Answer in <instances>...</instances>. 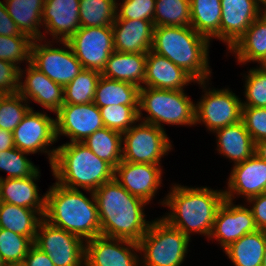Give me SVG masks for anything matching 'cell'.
Instances as JSON below:
<instances>
[{
    "label": "cell",
    "mask_w": 266,
    "mask_h": 266,
    "mask_svg": "<svg viewBox=\"0 0 266 266\" xmlns=\"http://www.w3.org/2000/svg\"><path fill=\"white\" fill-rule=\"evenodd\" d=\"M190 238L164 219L153 220L138 242L143 252V266H180L188 250Z\"/></svg>",
    "instance_id": "obj_7"
},
{
    "label": "cell",
    "mask_w": 266,
    "mask_h": 266,
    "mask_svg": "<svg viewBox=\"0 0 266 266\" xmlns=\"http://www.w3.org/2000/svg\"><path fill=\"white\" fill-rule=\"evenodd\" d=\"M20 69L12 62L0 59V95L18 93Z\"/></svg>",
    "instance_id": "obj_45"
},
{
    "label": "cell",
    "mask_w": 266,
    "mask_h": 266,
    "mask_svg": "<svg viewBox=\"0 0 266 266\" xmlns=\"http://www.w3.org/2000/svg\"><path fill=\"white\" fill-rule=\"evenodd\" d=\"M155 27L190 26V0H155Z\"/></svg>",
    "instance_id": "obj_36"
},
{
    "label": "cell",
    "mask_w": 266,
    "mask_h": 266,
    "mask_svg": "<svg viewBox=\"0 0 266 266\" xmlns=\"http://www.w3.org/2000/svg\"><path fill=\"white\" fill-rule=\"evenodd\" d=\"M146 60L147 54L114 51L109 56L101 75L141 88V84H144Z\"/></svg>",
    "instance_id": "obj_25"
},
{
    "label": "cell",
    "mask_w": 266,
    "mask_h": 266,
    "mask_svg": "<svg viewBox=\"0 0 266 266\" xmlns=\"http://www.w3.org/2000/svg\"><path fill=\"white\" fill-rule=\"evenodd\" d=\"M209 42L191 26H158L154 28L151 50L183 68L204 89L211 75Z\"/></svg>",
    "instance_id": "obj_4"
},
{
    "label": "cell",
    "mask_w": 266,
    "mask_h": 266,
    "mask_svg": "<svg viewBox=\"0 0 266 266\" xmlns=\"http://www.w3.org/2000/svg\"><path fill=\"white\" fill-rule=\"evenodd\" d=\"M259 18L266 25V9L265 10H260Z\"/></svg>",
    "instance_id": "obj_52"
},
{
    "label": "cell",
    "mask_w": 266,
    "mask_h": 266,
    "mask_svg": "<svg viewBox=\"0 0 266 266\" xmlns=\"http://www.w3.org/2000/svg\"><path fill=\"white\" fill-rule=\"evenodd\" d=\"M259 64H261L260 65L261 69L266 70V56L264 57V59Z\"/></svg>",
    "instance_id": "obj_53"
},
{
    "label": "cell",
    "mask_w": 266,
    "mask_h": 266,
    "mask_svg": "<svg viewBox=\"0 0 266 266\" xmlns=\"http://www.w3.org/2000/svg\"><path fill=\"white\" fill-rule=\"evenodd\" d=\"M239 63L258 62L266 56V25L258 17L244 35L232 46Z\"/></svg>",
    "instance_id": "obj_32"
},
{
    "label": "cell",
    "mask_w": 266,
    "mask_h": 266,
    "mask_svg": "<svg viewBox=\"0 0 266 266\" xmlns=\"http://www.w3.org/2000/svg\"><path fill=\"white\" fill-rule=\"evenodd\" d=\"M148 116L144 119L141 111ZM164 129L162 123L195 125V104L184 90H165L142 86L139 89V120Z\"/></svg>",
    "instance_id": "obj_6"
},
{
    "label": "cell",
    "mask_w": 266,
    "mask_h": 266,
    "mask_svg": "<svg viewBox=\"0 0 266 266\" xmlns=\"http://www.w3.org/2000/svg\"><path fill=\"white\" fill-rule=\"evenodd\" d=\"M101 235L139 242L150 223L143 212L147 202L131 195L114 178L94 192Z\"/></svg>",
    "instance_id": "obj_1"
},
{
    "label": "cell",
    "mask_w": 266,
    "mask_h": 266,
    "mask_svg": "<svg viewBox=\"0 0 266 266\" xmlns=\"http://www.w3.org/2000/svg\"><path fill=\"white\" fill-rule=\"evenodd\" d=\"M266 246V231L243 235L224 251L235 266H262Z\"/></svg>",
    "instance_id": "obj_28"
},
{
    "label": "cell",
    "mask_w": 266,
    "mask_h": 266,
    "mask_svg": "<svg viewBox=\"0 0 266 266\" xmlns=\"http://www.w3.org/2000/svg\"><path fill=\"white\" fill-rule=\"evenodd\" d=\"M84 69L101 72L114 50L112 26L80 27L68 40Z\"/></svg>",
    "instance_id": "obj_11"
},
{
    "label": "cell",
    "mask_w": 266,
    "mask_h": 266,
    "mask_svg": "<svg viewBox=\"0 0 266 266\" xmlns=\"http://www.w3.org/2000/svg\"><path fill=\"white\" fill-rule=\"evenodd\" d=\"M134 250L140 251L137 242L99 235L85 242V266H138Z\"/></svg>",
    "instance_id": "obj_15"
},
{
    "label": "cell",
    "mask_w": 266,
    "mask_h": 266,
    "mask_svg": "<svg viewBox=\"0 0 266 266\" xmlns=\"http://www.w3.org/2000/svg\"><path fill=\"white\" fill-rule=\"evenodd\" d=\"M37 41L42 42L33 40L30 63L55 83L64 87L84 70L67 41H61V44L69 50L52 47L49 43L38 44Z\"/></svg>",
    "instance_id": "obj_10"
},
{
    "label": "cell",
    "mask_w": 266,
    "mask_h": 266,
    "mask_svg": "<svg viewBox=\"0 0 266 266\" xmlns=\"http://www.w3.org/2000/svg\"><path fill=\"white\" fill-rule=\"evenodd\" d=\"M34 239L0 228V255L6 265H22Z\"/></svg>",
    "instance_id": "obj_37"
},
{
    "label": "cell",
    "mask_w": 266,
    "mask_h": 266,
    "mask_svg": "<svg viewBox=\"0 0 266 266\" xmlns=\"http://www.w3.org/2000/svg\"><path fill=\"white\" fill-rule=\"evenodd\" d=\"M101 72L84 69L64 86V104H87L94 101Z\"/></svg>",
    "instance_id": "obj_35"
},
{
    "label": "cell",
    "mask_w": 266,
    "mask_h": 266,
    "mask_svg": "<svg viewBox=\"0 0 266 266\" xmlns=\"http://www.w3.org/2000/svg\"><path fill=\"white\" fill-rule=\"evenodd\" d=\"M4 4L8 15L21 33L28 35L32 40L45 39L39 30L45 0H6Z\"/></svg>",
    "instance_id": "obj_27"
},
{
    "label": "cell",
    "mask_w": 266,
    "mask_h": 266,
    "mask_svg": "<svg viewBox=\"0 0 266 266\" xmlns=\"http://www.w3.org/2000/svg\"><path fill=\"white\" fill-rule=\"evenodd\" d=\"M227 190H224L225 199L232 202L235 194L243 195L248 200L266 192V161L254 154L234 164Z\"/></svg>",
    "instance_id": "obj_18"
},
{
    "label": "cell",
    "mask_w": 266,
    "mask_h": 266,
    "mask_svg": "<svg viewBox=\"0 0 266 266\" xmlns=\"http://www.w3.org/2000/svg\"><path fill=\"white\" fill-rule=\"evenodd\" d=\"M171 190L162 201V205L168 206L171 212L162 219L189 238L191 232L209 238L217 210L225 200L224 191L208 187L190 188L178 184L171 187Z\"/></svg>",
    "instance_id": "obj_2"
},
{
    "label": "cell",
    "mask_w": 266,
    "mask_h": 266,
    "mask_svg": "<svg viewBox=\"0 0 266 266\" xmlns=\"http://www.w3.org/2000/svg\"><path fill=\"white\" fill-rule=\"evenodd\" d=\"M39 175L37 170L27 178L0 177V202L34 209L44 217L46 198L45 195L39 197L37 184L34 183Z\"/></svg>",
    "instance_id": "obj_24"
},
{
    "label": "cell",
    "mask_w": 266,
    "mask_h": 266,
    "mask_svg": "<svg viewBox=\"0 0 266 266\" xmlns=\"http://www.w3.org/2000/svg\"><path fill=\"white\" fill-rule=\"evenodd\" d=\"M120 5H116L115 20H148L153 21L155 13V0H123Z\"/></svg>",
    "instance_id": "obj_43"
},
{
    "label": "cell",
    "mask_w": 266,
    "mask_h": 266,
    "mask_svg": "<svg viewBox=\"0 0 266 266\" xmlns=\"http://www.w3.org/2000/svg\"><path fill=\"white\" fill-rule=\"evenodd\" d=\"M220 0H190L191 27L200 35L220 39Z\"/></svg>",
    "instance_id": "obj_31"
},
{
    "label": "cell",
    "mask_w": 266,
    "mask_h": 266,
    "mask_svg": "<svg viewBox=\"0 0 266 266\" xmlns=\"http://www.w3.org/2000/svg\"><path fill=\"white\" fill-rule=\"evenodd\" d=\"M220 3V40L227 43L230 50L259 17L260 9L255 0H220Z\"/></svg>",
    "instance_id": "obj_19"
},
{
    "label": "cell",
    "mask_w": 266,
    "mask_h": 266,
    "mask_svg": "<svg viewBox=\"0 0 266 266\" xmlns=\"http://www.w3.org/2000/svg\"><path fill=\"white\" fill-rule=\"evenodd\" d=\"M252 203L250 208L254 217V221L258 230L266 231V192L251 197L247 200Z\"/></svg>",
    "instance_id": "obj_46"
},
{
    "label": "cell",
    "mask_w": 266,
    "mask_h": 266,
    "mask_svg": "<svg viewBox=\"0 0 266 266\" xmlns=\"http://www.w3.org/2000/svg\"><path fill=\"white\" fill-rule=\"evenodd\" d=\"M42 25L58 42L67 41L81 27L79 0H45Z\"/></svg>",
    "instance_id": "obj_21"
},
{
    "label": "cell",
    "mask_w": 266,
    "mask_h": 266,
    "mask_svg": "<svg viewBox=\"0 0 266 266\" xmlns=\"http://www.w3.org/2000/svg\"><path fill=\"white\" fill-rule=\"evenodd\" d=\"M139 89L131 83L101 75L93 103L98 108L110 105H139Z\"/></svg>",
    "instance_id": "obj_30"
},
{
    "label": "cell",
    "mask_w": 266,
    "mask_h": 266,
    "mask_svg": "<svg viewBox=\"0 0 266 266\" xmlns=\"http://www.w3.org/2000/svg\"><path fill=\"white\" fill-rule=\"evenodd\" d=\"M27 102L19 93L0 95V128L13 132L32 109Z\"/></svg>",
    "instance_id": "obj_39"
},
{
    "label": "cell",
    "mask_w": 266,
    "mask_h": 266,
    "mask_svg": "<svg viewBox=\"0 0 266 266\" xmlns=\"http://www.w3.org/2000/svg\"><path fill=\"white\" fill-rule=\"evenodd\" d=\"M160 167L161 165L122 160L114 168V179L131 195L137 196L149 204L162 183Z\"/></svg>",
    "instance_id": "obj_17"
},
{
    "label": "cell",
    "mask_w": 266,
    "mask_h": 266,
    "mask_svg": "<svg viewBox=\"0 0 266 266\" xmlns=\"http://www.w3.org/2000/svg\"><path fill=\"white\" fill-rule=\"evenodd\" d=\"M122 137V160L128 162L160 165L161 157L172 149L164 129L142 121Z\"/></svg>",
    "instance_id": "obj_8"
},
{
    "label": "cell",
    "mask_w": 266,
    "mask_h": 266,
    "mask_svg": "<svg viewBox=\"0 0 266 266\" xmlns=\"http://www.w3.org/2000/svg\"><path fill=\"white\" fill-rule=\"evenodd\" d=\"M34 245L47 253L55 266H85V242L44 218L39 223Z\"/></svg>",
    "instance_id": "obj_9"
},
{
    "label": "cell",
    "mask_w": 266,
    "mask_h": 266,
    "mask_svg": "<svg viewBox=\"0 0 266 266\" xmlns=\"http://www.w3.org/2000/svg\"><path fill=\"white\" fill-rule=\"evenodd\" d=\"M255 154L262 160L266 161V140L255 143Z\"/></svg>",
    "instance_id": "obj_50"
},
{
    "label": "cell",
    "mask_w": 266,
    "mask_h": 266,
    "mask_svg": "<svg viewBox=\"0 0 266 266\" xmlns=\"http://www.w3.org/2000/svg\"><path fill=\"white\" fill-rule=\"evenodd\" d=\"M217 135V150L235 164L255 154V142L246 130L243 121L214 131Z\"/></svg>",
    "instance_id": "obj_26"
},
{
    "label": "cell",
    "mask_w": 266,
    "mask_h": 266,
    "mask_svg": "<svg viewBox=\"0 0 266 266\" xmlns=\"http://www.w3.org/2000/svg\"><path fill=\"white\" fill-rule=\"evenodd\" d=\"M43 218L34 209L0 202V228L26 237H35L39 223Z\"/></svg>",
    "instance_id": "obj_29"
},
{
    "label": "cell",
    "mask_w": 266,
    "mask_h": 266,
    "mask_svg": "<svg viewBox=\"0 0 266 266\" xmlns=\"http://www.w3.org/2000/svg\"><path fill=\"white\" fill-rule=\"evenodd\" d=\"M12 133L16 148L30 154L38 151L48 153L52 166L57 148L50 151L46 148L57 141L55 119L47 116L46 113L34 112L30 109Z\"/></svg>",
    "instance_id": "obj_13"
},
{
    "label": "cell",
    "mask_w": 266,
    "mask_h": 266,
    "mask_svg": "<svg viewBox=\"0 0 266 266\" xmlns=\"http://www.w3.org/2000/svg\"><path fill=\"white\" fill-rule=\"evenodd\" d=\"M245 79L246 102H242V107L266 108V70L250 69Z\"/></svg>",
    "instance_id": "obj_42"
},
{
    "label": "cell",
    "mask_w": 266,
    "mask_h": 266,
    "mask_svg": "<svg viewBox=\"0 0 266 266\" xmlns=\"http://www.w3.org/2000/svg\"><path fill=\"white\" fill-rule=\"evenodd\" d=\"M241 120L255 143L266 140V108L242 107Z\"/></svg>",
    "instance_id": "obj_44"
},
{
    "label": "cell",
    "mask_w": 266,
    "mask_h": 266,
    "mask_svg": "<svg viewBox=\"0 0 266 266\" xmlns=\"http://www.w3.org/2000/svg\"><path fill=\"white\" fill-rule=\"evenodd\" d=\"M154 23L148 20H115L112 24L114 50L147 54L152 49Z\"/></svg>",
    "instance_id": "obj_23"
},
{
    "label": "cell",
    "mask_w": 266,
    "mask_h": 266,
    "mask_svg": "<svg viewBox=\"0 0 266 266\" xmlns=\"http://www.w3.org/2000/svg\"><path fill=\"white\" fill-rule=\"evenodd\" d=\"M0 266H7L0 255Z\"/></svg>",
    "instance_id": "obj_55"
},
{
    "label": "cell",
    "mask_w": 266,
    "mask_h": 266,
    "mask_svg": "<svg viewBox=\"0 0 266 266\" xmlns=\"http://www.w3.org/2000/svg\"><path fill=\"white\" fill-rule=\"evenodd\" d=\"M116 0H79L82 27L112 26L116 19Z\"/></svg>",
    "instance_id": "obj_34"
},
{
    "label": "cell",
    "mask_w": 266,
    "mask_h": 266,
    "mask_svg": "<svg viewBox=\"0 0 266 266\" xmlns=\"http://www.w3.org/2000/svg\"><path fill=\"white\" fill-rule=\"evenodd\" d=\"M0 35L3 36L25 35L19 31L16 23L8 15L6 6L3 3V1H0Z\"/></svg>",
    "instance_id": "obj_48"
},
{
    "label": "cell",
    "mask_w": 266,
    "mask_h": 266,
    "mask_svg": "<svg viewBox=\"0 0 266 266\" xmlns=\"http://www.w3.org/2000/svg\"><path fill=\"white\" fill-rule=\"evenodd\" d=\"M32 42L28 35H0V59L16 65L24 60L30 63Z\"/></svg>",
    "instance_id": "obj_41"
},
{
    "label": "cell",
    "mask_w": 266,
    "mask_h": 266,
    "mask_svg": "<svg viewBox=\"0 0 266 266\" xmlns=\"http://www.w3.org/2000/svg\"><path fill=\"white\" fill-rule=\"evenodd\" d=\"M26 78L21 82L23 70L20 69V82L18 93L27 101L32 98L45 109L56 113L64 104V87L49 79L43 72L28 64Z\"/></svg>",
    "instance_id": "obj_20"
},
{
    "label": "cell",
    "mask_w": 266,
    "mask_h": 266,
    "mask_svg": "<svg viewBox=\"0 0 266 266\" xmlns=\"http://www.w3.org/2000/svg\"><path fill=\"white\" fill-rule=\"evenodd\" d=\"M51 169L58 184L71 189L81 187L88 192L114 178V168L82 142L59 146Z\"/></svg>",
    "instance_id": "obj_5"
},
{
    "label": "cell",
    "mask_w": 266,
    "mask_h": 266,
    "mask_svg": "<svg viewBox=\"0 0 266 266\" xmlns=\"http://www.w3.org/2000/svg\"><path fill=\"white\" fill-rule=\"evenodd\" d=\"M262 266H266V246H265V251H264V257H263Z\"/></svg>",
    "instance_id": "obj_54"
},
{
    "label": "cell",
    "mask_w": 266,
    "mask_h": 266,
    "mask_svg": "<svg viewBox=\"0 0 266 266\" xmlns=\"http://www.w3.org/2000/svg\"><path fill=\"white\" fill-rule=\"evenodd\" d=\"M14 147L13 133L0 128V152Z\"/></svg>",
    "instance_id": "obj_49"
},
{
    "label": "cell",
    "mask_w": 266,
    "mask_h": 266,
    "mask_svg": "<svg viewBox=\"0 0 266 266\" xmlns=\"http://www.w3.org/2000/svg\"><path fill=\"white\" fill-rule=\"evenodd\" d=\"M196 80L183 68L165 56L152 50L147 52L144 84L146 87L165 90H183L184 86Z\"/></svg>",
    "instance_id": "obj_22"
},
{
    "label": "cell",
    "mask_w": 266,
    "mask_h": 266,
    "mask_svg": "<svg viewBox=\"0 0 266 266\" xmlns=\"http://www.w3.org/2000/svg\"><path fill=\"white\" fill-rule=\"evenodd\" d=\"M56 137L65 135L70 142H83L99 129L104 128L100 109L93 103L63 104L56 112Z\"/></svg>",
    "instance_id": "obj_14"
},
{
    "label": "cell",
    "mask_w": 266,
    "mask_h": 266,
    "mask_svg": "<svg viewBox=\"0 0 266 266\" xmlns=\"http://www.w3.org/2000/svg\"><path fill=\"white\" fill-rule=\"evenodd\" d=\"M104 126L123 134L139 121V105H110L100 107Z\"/></svg>",
    "instance_id": "obj_38"
},
{
    "label": "cell",
    "mask_w": 266,
    "mask_h": 266,
    "mask_svg": "<svg viewBox=\"0 0 266 266\" xmlns=\"http://www.w3.org/2000/svg\"><path fill=\"white\" fill-rule=\"evenodd\" d=\"M255 2H256L257 6L260 10H262V8H263V10L266 9V0H255ZM259 5H263V7L261 8V6H259Z\"/></svg>",
    "instance_id": "obj_51"
},
{
    "label": "cell",
    "mask_w": 266,
    "mask_h": 266,
    "mask_svg": "<svg viewBox=\"0 0 266 266\" xmlns=\"http://www.w3.org/2000/svg\"><path fill=\"white\" fill-rule=\"evenodd\" d=\"M257 230L251 209L225 199L217 210L209 238L217 239L225 250L243 235Z\"/></svg>",
    "instance_id": "obj_16"
},
{
    "label": "cell",
    "mask_w": 266,
    "mask_h": 266,
    "mask_svg": "<svg viewBox=\"0 0 266 266\" xmlns=\"http://www.w3.org/2000/svg\"><path fill=\"white\" fill-rule=\"evenodd\" d=\"M26 154L16 147L0 152V170L9 173L6 178H27L38 170Z\"/></svg>",
    "instance_id": "obj_40"
},
{
    "label": "cell",
    "mask_w": 266,
    "mask_h": 266,
    "mask_svg": "<svg viewBox=\"0 0 266 266\" xmlns=\"http://www.w3.org/2000/svg\"><path fill=\"white\" fill-rule=\"evenodd\" d=\"M21 266H55L47 253L34 244L30 247Z\"/></svg>",
    "instance_id": "obj_47"
},
{
    "label": "cell",
    "mask_w": 266,
    "mask_h": 266,
    "mask_svg": "<svg viewBox=\"0 0 266 266\" xmlns=\"http://www.w3.org/2000/svg\"><path fill=\"white\" fill-rule=\"evenodd\" d=\"M90 194L91 200L79 189L54 183L45 194L44 219L85 242L101 235L96 199Z\"/></svg>",
    "instance_id": "obj_3"
},
{
    "label": "cell",
    "mask_w": 266,
    "mask_h": 266,
    "mask_svg": "<svg viewBox=\"0 0 266 266\" xmlns=\"http://www.w3.org/2000/svg\"><path fill=\"white\" fill-rule=\"evenodd\" d=\"M122 134L107 127L97 130L82 143L98 158L115 168L122 161Z\"/></svg>",
    "instance_id": "obj_33"
},
{
    "label": "cell",
    "mask_w": 266,
    "mask_h": 266,
    "mask_svg": "<svg viewBox=\"0 0 266 266\" xmlns=\"http://www.w3.org/2000/svg\"><path fill=\"white\" fill-rule=\"evenodd\" d=\"M195 105V124L203 122L214 132L227 125L241 121L242 102L228 89L210 90Z\"/></svg>",
    "instance_id": "obj_12"
}]
</instances>
